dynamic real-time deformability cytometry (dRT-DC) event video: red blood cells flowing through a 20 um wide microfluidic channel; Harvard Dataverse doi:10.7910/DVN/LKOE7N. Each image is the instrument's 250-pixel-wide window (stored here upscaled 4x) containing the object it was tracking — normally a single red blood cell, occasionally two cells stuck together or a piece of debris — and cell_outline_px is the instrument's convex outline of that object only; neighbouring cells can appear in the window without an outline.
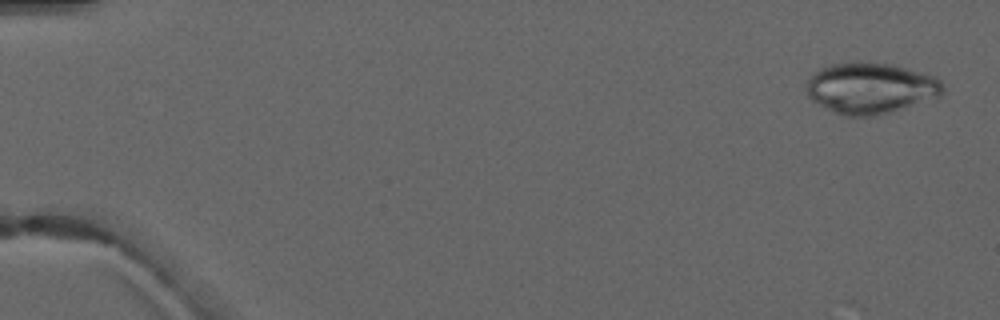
{"species": "common noctule bat (a hibernating species)", "species_latin": "Nyctalus noctula", "temperature_condition": "warm", "stored_images_in_passage": 4, "camera_frame_rate_fps": 3000, "um_per_image_px": 0.085, "animal": {"sex": "male", "forearm_length_mm": 52.5}, "frame": {"image": 1, "passage_image": 1, "time_ms": 0.0, "image_size_px": [1000, 320], "cell_outline_px": [[944, 92], [940, 96], [892, 112], [876, 116], [844, 116], [812, 100], [808, 96], [808, 80], [820, 68], [832, 64], [892, 64], [932, 76], [940, 80], [944, 88]], "centroid_in_image_um": [74.04, 7.53], "position_along_channel_um": 11.0, "area_um2": 39.54}}